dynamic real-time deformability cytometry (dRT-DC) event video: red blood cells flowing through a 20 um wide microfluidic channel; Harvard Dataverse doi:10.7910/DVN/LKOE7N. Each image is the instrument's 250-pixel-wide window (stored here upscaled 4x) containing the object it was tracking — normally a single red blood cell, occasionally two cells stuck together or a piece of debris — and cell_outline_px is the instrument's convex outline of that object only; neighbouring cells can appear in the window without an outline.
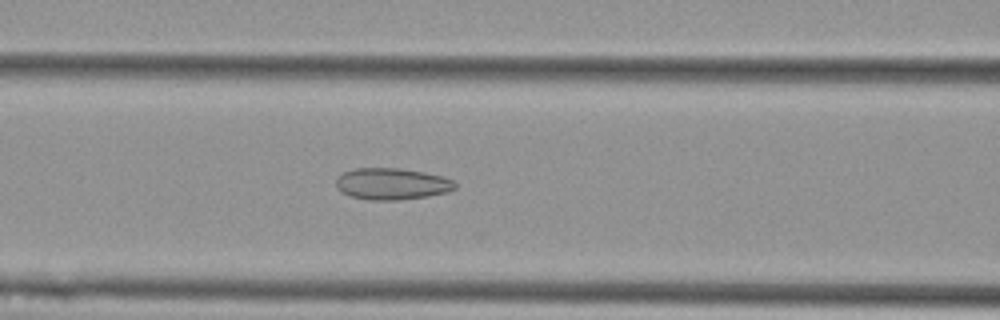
{"species": "Egyptian fruit bat (a non-hibernating species)", "species_latin": "Rousettus aegyptiacus", "temperature_condition": "cold", "stored_images_in_passage": 55, "camera_frame_rate_fps": 3000, "um_per_image_px": 0.085, "animal": {"sex": "female"}, "frame": {"image": 1, "passage_image": 23, "time_ms": 7.333, "image_size_px": [1000, 320], "cell_outline_px": [[456, 188], [448, 192], [428, 196], [400, 200], [368, 200], [352, 196], [336, 188], [336, 180], [344, 172], [356, 168], [400, 168], [424, 172], [440, 176], [452, 180], [456, 184]], "centroid_in_image_um": [33.32, 15.63], "position_along_channel_um": 133.3, "area_um2": 21.79}}
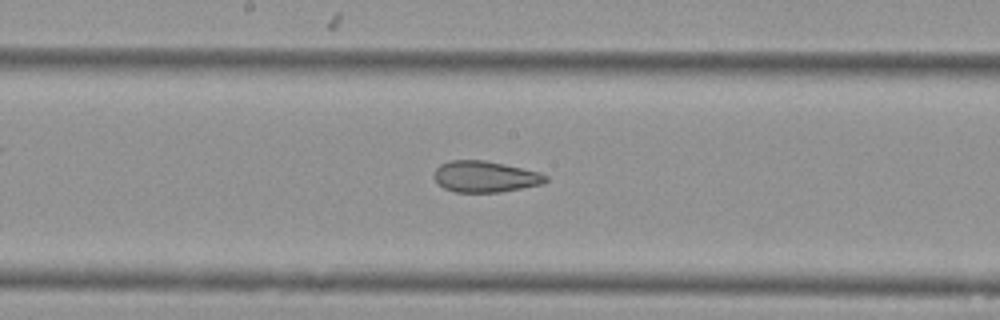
{"frame": {"image": 2, "passage_image": 29, "time_ms": 9.333, "image_size_px": [1000, 320], "cell_outline_px": [[548, 180], [544, 184], [500, 192], [456, 192], [444, 188], [432, 176], [436, 168], [440, 164], [452, 160], [484, 160], [504, 164], [540, 172], [548, 176]], "centroid_in_image_um": [41.25, 15.01], "position_along_channel_um": 206.9, "area_um2": 20.35}}
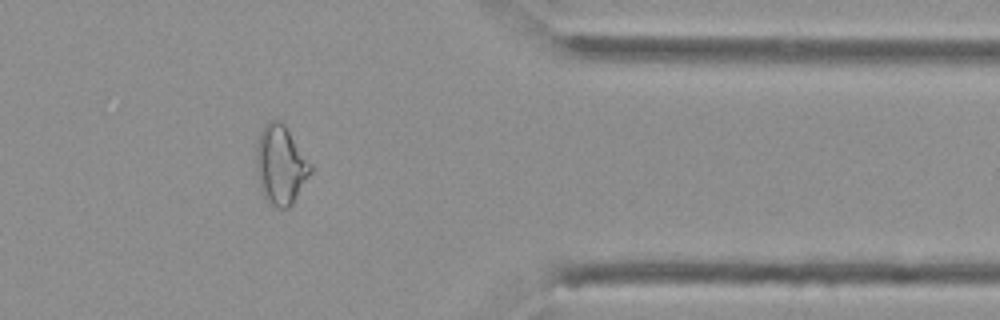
{"frame": {"image": 3, "passage_image": 45, "time_ms": 14.667, "image_size_px": [1000, 320], "cell_outline_px": [[312, 172], [292, 204], [288, 208], [272, 208], [264, 200], [260, 188], [256, 172], [256, 148], [260, 132], [264, 124], [272, 120], [280, 120], [284, 124], [312, 164]], "centroid_in_image_um": [23.84, 14.06], "position_along_channel_um": 387.6, "area_um2": 25.37}, "authors_computed_cell_mechanics": {"area_um2": 25.5476, "velocity_mm_per_s": 3.694, "shape_relaxation_time_tau1_ms": null, "shape_relaxation_time_tau2_ms": 2.9136, "deformation_change_tau1": null, "deformation_change_tau2": 0.0891}}